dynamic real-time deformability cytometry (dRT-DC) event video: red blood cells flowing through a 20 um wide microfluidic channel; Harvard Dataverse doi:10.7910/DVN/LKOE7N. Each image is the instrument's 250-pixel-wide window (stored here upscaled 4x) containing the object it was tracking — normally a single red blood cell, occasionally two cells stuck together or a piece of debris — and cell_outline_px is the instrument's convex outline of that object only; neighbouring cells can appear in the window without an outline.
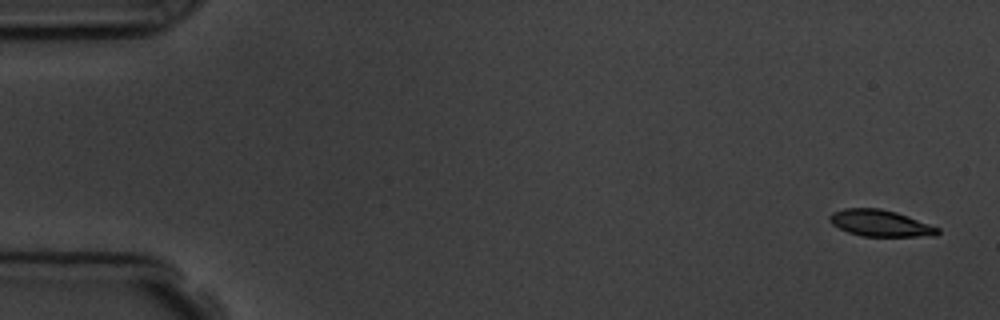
{"species": "common noctule bat (a hibernating species)", "species_latin": "Nyctalus noctula", "temperature_condition": "room temperature", "stored_images_in_passage": 8, "camera_frame_rate_fps": 3000, "um_per_image_px": 0.085, "animal": {"sex": "male", "body_mass_g": 19.5, "forearm_length_mm": 54.6}, "frame": {"image": 1, "passage_image": 1, "time_ms": 0.0, "image_size_px": [1000, 320], "cell_outline_px": [[940, 232], [936, 236], [860, 236], [848, 232], [832, 224], [828, 220], [828, 216], [832, 212], [844, 208], [880, 208], [896, 212], [908, 216], [940, 228]], "centroid_in_image_um": [74.81, 18.97], "position_along_channel_um": 10.2, "area_um2": 16.76}}
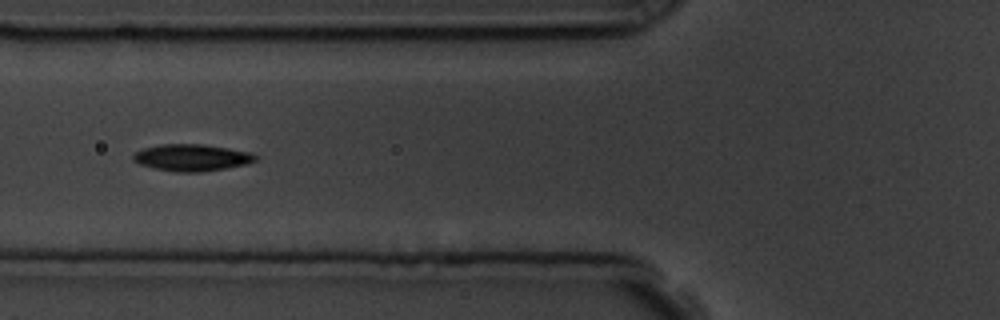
{"frame": {"image": 2, "passage_image": 6, "time_ms": 6.333, "image_size_px": [1000, 320], "cell_outline_px": [[256, 160], [248, 164], [200, 172], [176, 172], [156, 168], [140, 164], [132, 160], [132, 156], [136, 152], [144, 148], [160, 144], [204, 144], [252, 152], [256, 156]], "centroid_in_image_um": [16.31, 13.39], "position_along_channel_um": 109.5, "area_um2": 19.02}}